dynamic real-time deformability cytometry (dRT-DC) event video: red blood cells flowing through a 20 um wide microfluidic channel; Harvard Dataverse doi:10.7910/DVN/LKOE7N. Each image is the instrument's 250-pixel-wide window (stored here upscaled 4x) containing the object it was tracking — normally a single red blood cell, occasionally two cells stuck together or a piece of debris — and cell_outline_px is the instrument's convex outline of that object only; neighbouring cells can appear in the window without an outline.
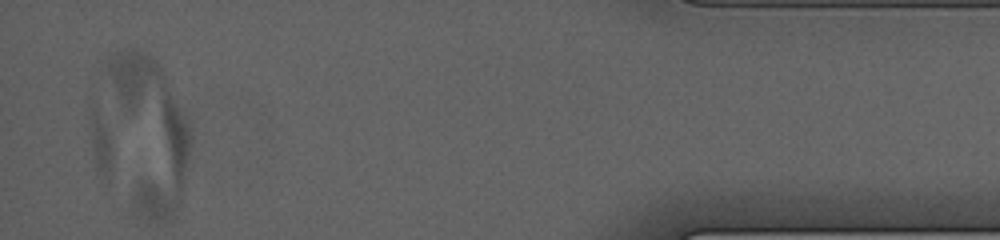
{"species": "human", "species_latin": "Homo sapiens", "temperature_condition": "cold", "stored_images_in_passage": 26, "camera_frame_rate_fps": 3000, "um_per_image_px": 0.085, "donor": {"sex": "male"}, "frame": {"image": 1, "passage_image": 26, "time_ms": 11.333, "image_size_px": [1000, 240], "cell_outline_px": [[188, 152], [180, 200], [172, 220], [164, 224], [148, 224], [140, 216], [136, 208], [108, 72], [108, 64], [112, 56], [116, 52], [124, 48], [132, 48], [148, 52], [156, 60], [188, 124]], "centroid_in_image_um": [12.73, 11.34], "position_along_channel_um": 422.5, "area_um2": 68.96}}